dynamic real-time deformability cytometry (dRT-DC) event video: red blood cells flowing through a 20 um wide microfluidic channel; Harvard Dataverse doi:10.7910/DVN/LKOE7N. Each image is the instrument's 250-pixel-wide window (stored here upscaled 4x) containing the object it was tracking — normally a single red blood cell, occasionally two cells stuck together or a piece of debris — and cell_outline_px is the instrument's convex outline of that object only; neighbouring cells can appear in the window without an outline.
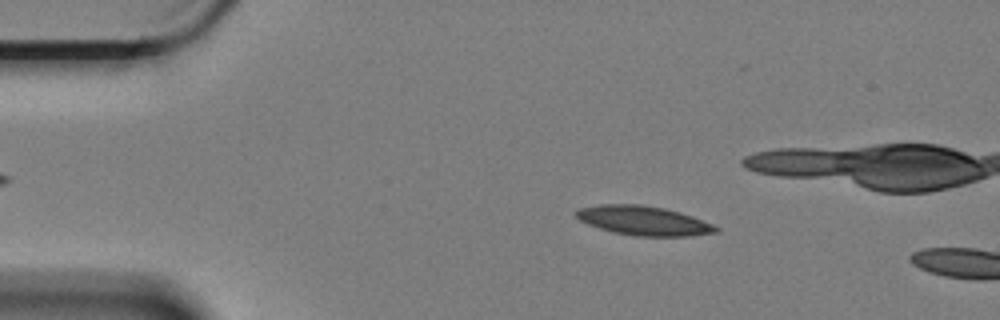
{"species": "Egyptian fruit bat (a non-hibernating species)", "species_latin": "Rousettus aegyptiacus", "temperature_condition": "cold", "stored_images_in_passage": 13, "camera_frame_rate_fps": 3000, "um_per_image_px": 0.085, "animal": {"sex": "female"}, "frame": {"image": 1, "passage_image": 10, "time_ms": 3.0, "image_size_px": [1000, 320], "cell_outline_px": [[720, 232], [688, 236], [636, 236], [612, 232], [588, 224], [580, 220], [572, 212], [580, 208], [600, 204], [640, 204], [664, 208], [680, 212], [692, 216], [712, 224], [720, 228]], "centroid_in_image_um": [54.7, 18.75], "position_along_channel_um": 30.3, "area_um2": 23.93}}